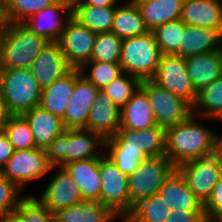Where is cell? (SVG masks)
Instances as JSON below:
<instances>
[{"label": "cell", "mask_w": 222, "mask_h": 222, "mask_svg": "<svg viewBox=\"0 0 222 222\" xmlns=\"http://www.w3.org/2000/svg\"><path fill=\"white\" fill-rule=\"evenodd\" d=\"M191 115L188 119L166 129L165 156L177 168L179 165L196 160L204 151L215 146L218 134Z\"/></svg>", "instance_id": "1"}, {"label": "cell", "mask_w": 222, "mask_h": 222, "mask_svg": "<svg viewBox=\"0 0 222 222\" xmlns=\"http://www.w3.org/2000/svg\"><path fill=\"white\" fill-rule=\"evenodd\" d=\"M49 42L22 23H3L0 31V69H29Z\"/></svg>", "instance_id": "2"}, {"label": "cell", "mask_w": 222, "mask_h": 222, "mask_svg": "<svg viewBox=\"0 0 222 222\" xmlns=\"http://www.w3.org/2000/svg\"><path fill=\"white\" fill-rule=\"evenodd\" d=\"M104 149L105 140L99 134L85 128L66 129L51 142L46 154L51 166L63 167L72 161L99 158Z\"/></svg>", "instance_id": "3"}, {"label": "cell", "mask_w": 222, "mask_h": 222, "mask_svg": "<svg viewBox=\"0 0 222 222\" xmlns=\"http://www.w3.org/2000/svg\"><path fill=\"white\" fill-rule=\"evenodd\" d=\"M42 89L29 69H0V97L9 115L39 106Z\"/></svg>", "instance_id": "4"}, {"label": "cell", "mask_w": 222, "mask_h": 222, "mask_svg": "<svg viewBox=\"0 0 222 222\" xmlns=\"http://www.w3.org/2000/svg\"><path fill=\"white\" fill-rule=\"evenodd\" d=\"M152 31L122 40L120 66L122 72L140 81L151 80L162 57Z\"/></svg>", "instance_id": "5"}, {"label": "cell", "mask_w": 222, "mask_h": 222, "mask_svg": "<svg viewBox=\"0 0 222 222\" xmlns=\"http://www.w3.org/2000/svg\"><path fill=\"white\" fill-rule=\"evenodd\" d=\"M176 169L165 155L143 160L128 176L129 213L139 201L159 192L160 187Z\"/></svg>", "instance_id": "6"}, {"label": "cell", "mask_w": 222, "mask_h": 222, "mask_svg": "<svg viewBox=\"0 0 222 222\" xmlns=\"http://www.w3.org/2000/svg\"><path fill=\"white\" fill-rule=\"evenodd\" d=\"M187 182L190 190L205 203L222 175L219 150L214 146L204 151L196 160L176 168Z\"/></svg>", "instance_id": "7"}, {"label": "cell", "mask_w": 222, "mask_h": 222, "mask_svg": "<svg viewBox=\"0 0 222 222\" xmlns=\"http://www.w3.org/2000/svg\"><path fill=\"white\" fill-rule=\"evenodd\" d=\"M140 88L146 93L158 126L165 129L188 119L192 105L185 99L176 96L152 80H143Z\"/></svg>", "instance_id": "8"}, {"label": "cell", "mask_w": 222, "mask_h": 222, "mask_svg": "<svg viewBox=\"0 0 222 222\" xmlns=\"http://www.w3.org/2000/svg\"><path fill=\"white\" fill-rule=\"evenodd\" d=\"M54 169L56 166L49 164L46 150L21 149L14 151L0 173L22 190L24 184L39 181Z\"/></svg>", "instance_id": "9"}, {"label": "cell", "mask_w": 222, "mask_h": 222, "mask_svg": "<svg viewBox=\"0 0 222 222\" xmlns=\"http://www.w3.org/2000/svg\"><path fill=\"white\" fill-rule=\"evenodd\" d=\"M100 203L109 207L122 221L129 214L128 176L105 154L99 157Z\"/></svg>", "instance_id": "10"}, {"label": "cell", "mask_w": 222, "mask_h": 222, "mask_svg": "<svg viewBox=\"0 0 222 222\" xmlns=\"http://www.w3.org/2000/svg\"><path fill=\"white\" fill-rule=\"evenodd\" d=\"M166 129L154 126L144 130L119 129L105 139V149L142 151L148 158L165 155Z\"/></svg>", "instance_id": "11"}, {"label": "cell", "mask_w": 222, "mask_h": 222, "mask_svg": "<svg viewBox=\"0 0 222 222\" xmlns=\"http://www.w3.org/2000/svg\"><path fill=\"white\" fill-rule=\"evenodd\" d=\"M151 80L170 93L185 99L191 105L194 104L197 93L187 73L183 57L162 55L156 73Z\"/></svg>", "instance_id": "12"}, {"label": "cell", "mask_w": 222, "mask_h": 222, "mask_svg": "<svg viewBox=\"0 0 222 222\" xmlns=\"http://www.w3.org/2000/svg\"><path fill=\"white\" fill-rule=\"evenodd\" d=\"M96 35L72 17L67 21L58 43L73 69H81L90 62Z\"/></svg>", "instance_id": "13"}, {"label": "cell", "mask_w": 222, "mask_h": 222, "mask_svg": "<svg viewBox=\"0 0 222 222\" xmlns=\"http://www.w3.org/2000/svg\"><path fill=\"white\" fill-rule=\"evenodd\" d=\"M65 11V14L62 12ZM72 0H58L53 5L33 14L22 22L36 35L50 42H58L67 21L72 17Z\"/></svg>", "instance_id": "14"}, {"label": "cell", "mask_w": 222, "mask_h": 222, "mask_svg": "<svg viewBox=\"0 0 222 222\" xmlns=\"http://www.w3.org/2000/svg\"><path fill=\"white\" fill-rule=\"evenodd\" d=\"M98 91L99 89L82 75L81 70L76 69L75 88L62 118L65 129L86 128L89 112Z\"/></svg>", "instance_id": "15"}, {"label": "cell", "mask_w": 222, "mask_h": 222, "mask_svg": "<svg viewBox=\"0 0 222 222\" xmlns=\"http://www.w3.org/2000/svg\"><path fill=\"white\" fill-rule=\"evenodd\" d=\"M56 174L37 199L51 212L82 202L79 187L64 167L56 166Z\"/></svg>", "instance_id": "16"}, {"label": "cell", "mask_w": 222, "mask_h": 222, "mask_svg": "<svg viewBox=\"0 0 222 222\" xmlns=\"http://www.w3.org/2000/svg\"><path fill=\"white\" fill-rule=\"evenodd\" d=\"M72 69L58 42H49L29 68L41 89L62 78Z\"/></svg>", "instance_id": "17"}, {"label": "cell", "mask_w": 222, "mask_h": 222, "mask_svg": "<svg viewBox=\"0 0 222 222\" xmlns=\"http://www.w3.org/2000/svg\"><path fill=\"white\" fill-rule=\"evenodd\" d=\"M121 109L99 90L89 112L85 129L99 134L104 140L112 137L121 126Z\"/></svg>", "instance_id": "18"}, {"label": "cell", "mask_w": 222, "mask_h": 222, "mask_svg": "<svg viewBox=\"0 0 222 222\" xmlns=\"http://www.w3.org/2000/svg\"><path fill=\"white\" fill-rule=\"evenodd\" d=\"M196 93L222 76V50L184 58Z\"/></svg>", "instance_id": "19"}, {"label": "cell", "mask_w": 222, "mask_h": 222, "mask_svg": "<svg viewBox=\"0 0 222 222\" xmlns=\"http://www.w3.org/2000/svg\"><path fill=\"white\" fill-rule=\"evenodd\" d=\"M63 167L79 187L83 200L100 202L99 158L72 161Z\"/></svg>", "instance_id": "20"}, {"label": "cell", "mask_w": 222, "mask_h": 222, "mask_svg": "<svg viewBox=\"0 0 222 222\" xmlns=\"http://www.w3.org/2000/svg\"><path fill=\"white\" fill-rule=\"evenodd\" d=\"M170 210L184 209L204 211V203L190 190L181 173L175 169L165 180L158 192Z\"/></svg>", "instance_id": "21"}, {"label": "cell", "mask_w": 222, "mask_h": 222, "mask_svg": "<svg viewBox=\"0 0 222 222\" xmlns=\"http://www.w3.org/2000/svg\"><path fill=\"white\" fill-rule=\"evenodd\" d=\"M181 20L186 25L218 30L222 34V4L216 0H184Z\"/></svg>", "instance_id": "22"}, {"label": "cell", "mask_w": 222, "mask_h": 222, "mask_svg": "<svg viewBox=\"0 0 222 222\" xmlns=\"http://www.w3.org/2000/svg\"><path fill=\"white\" fill-rule=\"evenodd\" d=\"M33 132L36 148L46 150L65 127L60 117L37 106L23 114Z\"/></svg>", "instance_id": "23"}, {"label": "cell", "mask_w": 222, "mask_h": 222, "mask_svg": "<svg viewBox=\"0 0 222 222\" xmlns=\"http://www.w3.org/2000/svg\"><path fill=\"white\" fill-rule=\"evenodd\" d=\"M56 222H122L109 207L98 201L83 200L54 212Z\"/></svg>", "instance_id": "24"}, {"label": "cell", "mask_w": 222, "mask_h": 222, "mask_svg": "<svg viewBox=\"0 0 222 222\" xmlns=\"http://www.w3.org/2000/svg\"><path fill=\"white\" fill-rule=\"evenodd\" d=\"M221 35L218 30L185 24L179 56L186 58L220 50Z\"/></svg>", "instance_id": "25"}, {"label": "cell", "mask_w": 222, "mask_h": 222, "mask_svg": "<svg viewBox=\"0 0 222 222\" xmlns=\"http://www.w3.org/2000/svg\"><path fill=\"white\" fill-rule=\"evenodd\" d=\"M120 129L144 130L157 125L146 93L139 88L121 108Z\"/></svg>", "instance_id": "26"}, {"label": "cell", "mask_w": 222, "mask_h": 222, "mask_svg": "<svg viewBox=\"0 0 222 222\" xmlns=\"http://www.w3.org/2000/svg\"><path fill=\"white\" fill-rule=\"evenodd\" d=\"M75 82L76 69H72L65 76L42 89L39 106L62 119L75 88Z\"/></svg>", "instance_id": "27"}, {"label": "cell", "mask_w": 222, "mask_h": 222, "mask_svg": "<svg viewBox=\"0 0 222 222\" xmlns=\"http://www.w3.org/2000/svg\"><path fill=\"white\" fill-rule=\"evenodd\" d=\"M142 18L147 28L156 27L181 19L184 0H138Z\"/></svg>", "instance_id": "28"}, {"label": "cell", "mask_w": 222, "mask_h": 222, "mask_svg": "<svg viewBox=\"0 0 222 222\" xmlns=\"http://www.w3.org/2000/svg\"><path fill=\"white\" fill-rule=\"evenodd\" d=\"M111 31L122 40L150 32L136 2H124L115 7Z\"/></svg>", "instance_id": "29"}, {"label": "cell", "mask_w": 222, "mask_h": 222, "mask_svg": "<svg viewBox=\"0 0 222 222\" xmlns=\"http://www.w3.org/2000/svg\"><path fill=\"white\" fill-rule=\"evenodd\" d=\"M192 113L202 120L222 121V76L197 92Z\"/></svg>", "instance_id": "30"}, {"label": "cell", "mask_w": 222, "mask_h": 222, "mask_svg": "<svg viewBox=\"0 0 222 222\" xmlns=\"http://www.w3.org/2000/svg\"><path fill=\"white\" fill-rule=\"evenodd\" d=\"M71 16L95 33L111 31L115 7L72 5Z\"/></svg>", "instance_id": "31"}, {"label": "cell", "mask_w": 222, "mask_h": 222, "mask_svg": "<svg viewBox=\"0 0 222 222\" xmlns=\"http://www.w3.org/2000/svg\"><path fill=\"white\" fill-rule=\"evenodd\" d=\"M170 211L163 197L157 193L135 204L122 222H165Z\"/></svg>", "instance_id": "32"}, {"label": "cell", "mask_w": 222, "mask_h": 222, "mask_svg": "<svg viewBox=\"0 0 222 222\" xmlns=\"http://www.w3.org/2000/svg\"><path fill=\"white\" fill-rule=\"evenodd\" d=\"M184 30L185 23L181 19H178L160 25L152 31L156 43L163 55L179 56V49Z\"/></svg>", "instance_id": "33"}, {"label": "cell", "mask_w": 222, "mask_h": 222, "mask_svg": "<svg viewBox=\"0 0 222 222\" xmlns=\"http://www.w3.org/2000/svg\"><path fill=\"white\" fill-rule=\"evenodd\" d=\"M122 39L112 31L97 33L90 62L119 63Z\"/></svg>", "instance_id": "34"}, {"label": "cell", "mask_w": 222, "mask_h": 222, "mask_svg": "<svg viewBox=\"0 0 222 222\" xmlns=\"http://www.w3.org/2000/svg\"><path fill=\"white\" fill-rule=\"evenodd\" d=\"M14 150L35 149L36 143L29 123L23 115H10L4 128Z\"/></svg>", "instance_id": "35"}, {"label": "cell", "mask_w": 222, "mask_h": 222, "mask_svg": "<svg viewBox=\"0 0 222 222\" xmlns=\"http://www.w3.org/2000/svg\"><path fill=\"white\" fill-rule=\"evenodd\" d=\"M140 83L141 81L137 77L123 72L105 86L102 91L121 109L140 88Z\"/></svg>", "instance_id": "36"}, {"label": "cell", "mask_w": 222, "mask_h": 222, "mask_svg": "<svg viewBox=\"0 0 222 222\" xmlns=\"http://www.w3.org/2000/svg\"><path fill=\"white\" fill-rule=\"evenodd\" d=\"M14 213L20 222H56L54 212L45 207L35 195L25 194Z\"/></svg>", "instance_id": "37"}, {"label": "cell", "mask_w": 222, "mask_h": 222, "mask_svg": "<svg viewBox=\"0 0 222 222\" xmlns=\"http://www.w3.org/2000/svg\"><path fill=\"white\" fill-rule=\"evenodd\" d=\"M80 70L82 75L99 90L123 73L119 63L109 62H88Z\"/></svg>", "instance_id": "38"}, {"label": "cell", "mask_w": 222, "mask_h": 222, "mask_svg": "<svg viewBox=\"0 0 222 222\" xmlns=\"http://www.w3.org/2000/svg\"><path fill=\"white\" fill-rule=\"evenodd\" d=\"M58 0H9L4 23H22L35 13L53 5Z\"/></svg>", "instance_id": "39"}, {"label": "cell", "mask_w": 222, "mask_h": 222, "mask_svg": "<svg viewBox=\"0 0 222 222\" xmlns=\"http://www.w3.org/2000/svg\"><path fill=\"white\" fill-rule=\"evenodd\" d=\"M116 164L117 168L125 175H131L140 163L148 157L142 151H132L125 149H104Z\"/></svg>", "instance_id": "40"}, {"label": "cell", "mask_w": 222, "mask_h": 222, "mask_svg": "<svg viewBox=\"0 0 222 222\" xmlns=\"http://www.w3.org/2000/svg\"><path fill=\"white\" fill-rule=\"evenodd\" d=\"M23 197L21 190L0 173V216L14 213Z\"/></svg>", "instance_id": "41"}, {"label": "cell", "mask_w": 222, "mask_h": 222, "mask_svg": "<svg viewBox=\"0 0 222 222\" xmlns=\"http://www.w3.org/2000/svg\"><path fill=\"white\" fill-rule=\"evenodd\" d=\"M204 213L207 222H216L222 217V175L210 197L204 203Z\"/></svg>", "instance_id": "42"}, {"label": "cell", "mask_w": 222, "mask_h": 222, "mask_svg": "<svg viewBox=\"0 0 222 222\" xmlns=\"http://www.w3.org/2000/svg\"><path fill=\"white\" fill-rule=\"evenodd\" d=\"M165 222H207L204 211L173 209L165 218Z\"/></svg>", "instance_id": "43"}, {"label": "cell", "mask_w": 222, "mask_h": 222, "mask_svg": "<svg viewBox=\"0 0 222 222\" xmlns=\"http://www.w3.org/2000/svg\"><path fill=\"white\" fill-rule=\"evenodd\" d=\"M14 148L9 142L8 137L3 133H0V171L7 163L8 159L14 153Z\"/></svg>", "instance_id": "44"}, {"label": "cell", "mask_w": 222, "mask_h": 222, "mask_svg": "<svg viewBox=\"0 0 222 222\" xmlns=\"http://www.w3.org/2000/svg\"><path fill=\"white\" fill-rule=\"evenodd\" d=\"M117 0H72V5H90L97 7H116Z\"/></svg>", "instance_id": "45"}, {"label": "cell", "mask_w": 222, "mask_h": 222, "mask_svg": "<svg viewBox=\"0 0 222 222\" xmlns=\"http://www.w3.org/2000/svg\"><path fill=\"white\" fill-rule=\"evenodd\" d=\"M9 113L3 103L2 98L0 97V133L4 132V128L6 126L7 119L9 117Z\"/></svg>", "instance_id": "46"}, {"label": "cell", "mask_w": 222, "mask_h": 222, "mask_svg": "<svg viewBox=\"0 0 222 222\" xmlns=\"http://www.w3.org/2000/svg\"><path fill=\"white\" fill-rule=\"evenodd\" d=\"M0 222H20L15 213L0 216Z\"/></svg>", "instance_id": "47"}, {"label": "cell", "mask_w": 222, "mask_h": 222, "mask_svg": "<svg viewBox=\"0 0 222 222\" xmlns=\"http://www.w3.org/2000/svg\"><path fill=\"white\" fill-rule=\"evenodd\" d=\"M8 5H9V0H0V19L3 21V23Z\"/></svg>", "instance_id": "48"}, {"label": "cell", "mask_w": 222, "mask_h": 222, "mask_svg": "<svg viewBox=\"0 0 222 222\" xmlns=\"http://www.w3.org/2000/svg\"><path fill=\"white\" fill-rule=\"evenodd\" d=\"M215 146L219 150L220 158H221V168H222V136H217L215 140Z\"/></svg>", "instance_id": "49"}, {"label": "cell", "mask_w": 222, "mask_h": 222, "mask_svg": "<svg viewBox=\"0 0 222 222\" xmlns=\"http://www.w3.org/2000/svg\"><path fill=\"white\" fill-rule=\"evenodd\" d=\"M2 25H3V21L0 19V31H1Z\"/></svg>", "instance_id": "50"}, {"label": "cell", "mask_w": 222, "mask_h": 222, "mask_svg": "<svg viewBox=\"0 0 222 222\" xmlns=\"http://www.w3.org/2000/svg\"><path fill=\"white\" fill-rule=\"evenodd\" d=\"M216 222H222V217H220Z\"/></svg>", "instance_id": "51"}, {"label": "cell", "mask_w": 222, "mask_h": 222, "mask_svg": "<svg viewBox=\"0 0 222 222\" xmlns=\"http://www.w3.org/2000/svg\"><path fill=\"white\" fill-rule=\"evenodd\" d=\"M138 0H129L128 2H137Z\"/></svg>", "instance_id": "52"}]
</instances>
